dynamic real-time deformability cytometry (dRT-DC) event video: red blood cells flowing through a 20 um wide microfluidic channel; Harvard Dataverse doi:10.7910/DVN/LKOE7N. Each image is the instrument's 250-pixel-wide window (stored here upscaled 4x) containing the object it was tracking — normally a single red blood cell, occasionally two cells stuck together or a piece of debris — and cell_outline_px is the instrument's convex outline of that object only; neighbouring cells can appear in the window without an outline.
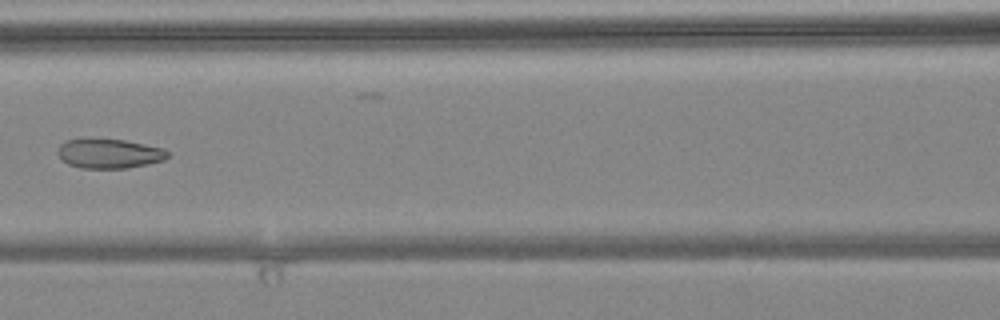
{"species": "common noctule bat (a hibernating species)", "species_latin": "Nyctalus noctula", "temperature_condition": "warm", "stored_images_in_passage": 6, "camera_frame_rate_fps": 3000, "um_per_image_px": 0.085, "animal": {"sex": "female", "body_mass_g": 24.6, "forearm_length_mm": 56.2}, "frame": {"image": 1, "passage_image": 6, "time_ms": 1.667, "image_size_px": [1000, 320], "cell_outline_px": [[168, 156], [164, 160], [148, 164], [128, 168], [80, 168], [68, 164], [56, 152], [60, 144], [64, 140], [124, 140], [164, 148], [168, 152]], "centroid_in_image_um": [9.3, 13.07], "position_along_channel_um": 157.3, "area_um2": 18.61}}